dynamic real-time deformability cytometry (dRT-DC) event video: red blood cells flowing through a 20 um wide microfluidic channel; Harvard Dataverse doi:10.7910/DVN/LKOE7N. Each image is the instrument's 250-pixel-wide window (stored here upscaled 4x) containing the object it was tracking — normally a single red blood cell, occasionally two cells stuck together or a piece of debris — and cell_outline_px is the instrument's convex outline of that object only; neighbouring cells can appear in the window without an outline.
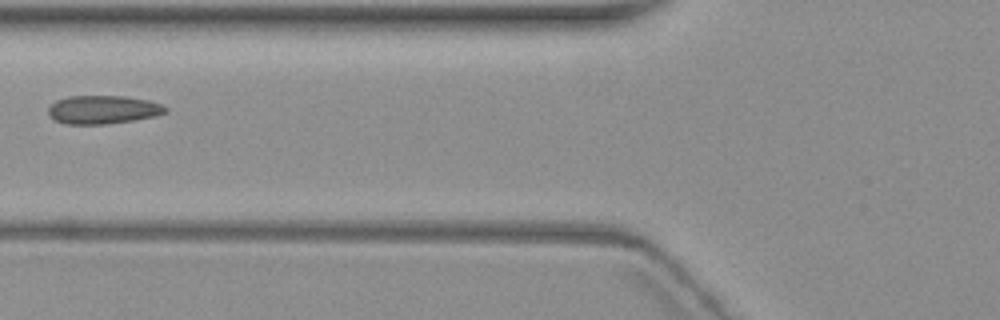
{"species": "common noctule bat (a hibernating species)", "species_latin": "Nyctalus noctula", "temperature_condition": "warm", "stored_images_in_passage": 7, "camera_frame_rate_fps": 3000, "um_per_image_px": 0.085, "animal": {"sex": "female", "body_mass_g": 19.3, "forearm_length_mm": 54.1}, "frame": {"image": 1, "passage_image": 7, "time_ms": 7.0, "image_size_px": [1000, 320], "cell_outline_px": [[168, 112], [156, 116], [136, 120], [108, 124], [64, 124], [48, 116], [48, 108], [56, 100], [68, 96], [124, 96], [148, 100], [160, 104], [168, 108]], "centroid_in_image_um": [8.76, 9.33], "position_along_channel_um": 117.0, "area_um2": 19.59}}